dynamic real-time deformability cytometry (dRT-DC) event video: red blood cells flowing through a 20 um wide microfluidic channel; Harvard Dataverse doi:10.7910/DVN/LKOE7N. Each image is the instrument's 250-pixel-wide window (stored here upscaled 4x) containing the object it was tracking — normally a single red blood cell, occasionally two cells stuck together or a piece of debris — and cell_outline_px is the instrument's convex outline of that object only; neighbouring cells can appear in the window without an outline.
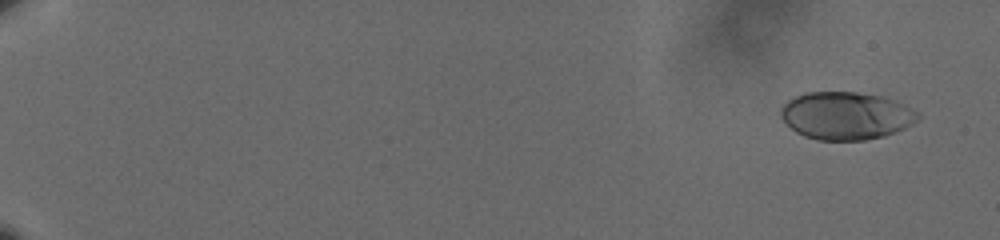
{"species": "human", "species_latin": "Homo sapiens", "temperature_condition": "cold", "stored_images_in_passage": 59, "camera_frame_rate_fps": 3000, "um_per_image_px": 0.085, "donor": {"sex": "male"}, "frame": {"image": 1, "passage_image": 2, "time_ms": 0.333, "image_size_px": [1000, 240], "cell_outline_px": [[920, 116], [916, 120], [904, 128], [884, 136], [864, 140], [816, 140], [804, 136], [796, 132], [780, 116], [780, 108], [788, 100], [804, 92], [856, 92], [884, 96], [896, 100], [920, 112]], "centroid_in_image_um": [71.92, 9.82], "position_along_channel_um": 13.1, "area_um2": 38.21}}
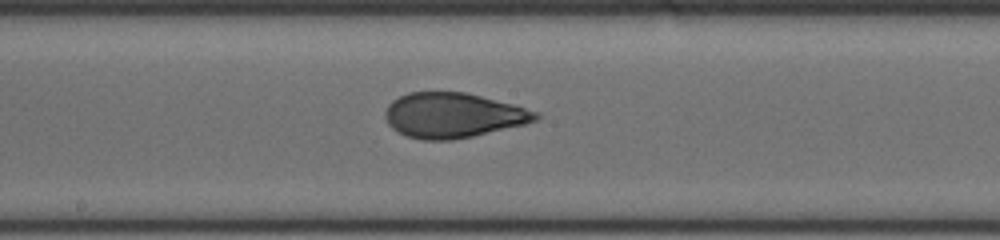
{"frame": {"image": 2, "passage_image": 35, "time_ms": 11.333, "image_size_px": [1000, 240], "cell_outline_px": [[540, 116], [536, 120], [524, 124], [472, 136], [452, 140], [424, 140], [408, 136], [392, 128], [388, 124], [384, 116], [384, 112], [388, 104], [392, 100], [408, 92], [464, 92], [512, 104], [540, 112]], "centroid_in_image_um": [38.48, 9.79], "position_along_channel_um": 209.7, "area_um2": 39.19}}
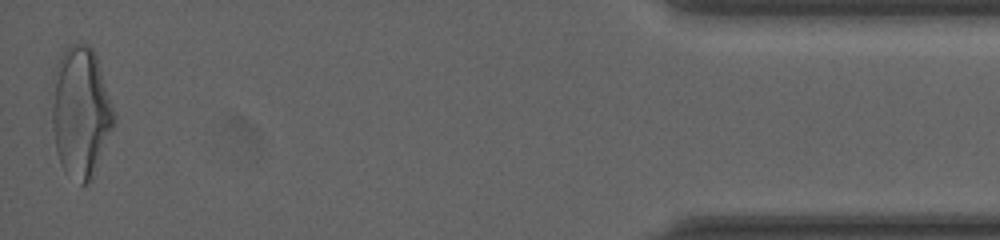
{"frame": {"image": 3, "passage_image": 59, "time_ms": 19.333, "image_size_px": [1000, 240], "cell_outline_px": [[116, 116], [112, 128], [92, 180], [84, 184], [80, 184], [64, 172], [60, 164], [56, 152], [52, 128], [48, 92], [52, 76], [56, 64], [60, 56], [72, 44], [88, 44], [92, 48], [96, 56]], "centroid_in_image_um": [6.79, 9.53], "position_along_channel_um": 428.4, "area_um2": 47.97}, "authors_computed_cell_mechanics": {"area_um2": 38.8416, "velocity_mm_per_s": 3.5907, "shape_relaxation_time_tau1_ms": 9.1286, "shape_relaxation_time_tau2_ms": 0.8468, "deformation_change_tau1": 0.242, "deformation_change_tau2": 0.0661}}